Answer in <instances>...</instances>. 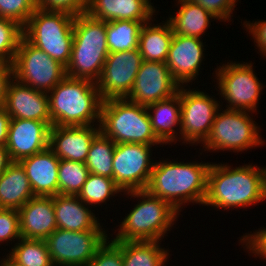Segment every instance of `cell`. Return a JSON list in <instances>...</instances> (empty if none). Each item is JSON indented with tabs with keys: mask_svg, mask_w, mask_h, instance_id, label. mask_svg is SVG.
I'll use <instances>...</instances> for the list:
<instances>
[{
	"mask_svg": "<svg viewBox=\"0 0 266 266\" xmlns=\"http://www.w3.org/2000/svg\"><path fill=\"white\" fill-rule=\"evenodd\" d=\"M266 200V168L252 164L231 167L213 163L208 170L203 206L229 210L247 208Z\"/></svg>",
	"mask_w": 266,
	"mask_h": 266,
	"instance_id": "6da1fadb",
	"label": "cell"
},
{
	"mask_svg": "<svg viewBox=\"0 0 266 266\" xmlns=\"http://www.w3.org/2000/svg\"><path fill=\"white\" fill-rule=\"evenodd\" d=\"M168 160L155 161L145 190L169 202L178 212L187 203L203 205L211 162Z\"/></svg>",
	"mask_w": 266,
	"mask_h": 266,
	"instance_id": "7a4b0ae2",
	"label": "cell"
},
{
	"mask_svg": "<svg viewBox=\"0 0 266 266\" xmlns=\"http://www.w3.org/2000/svg\"><path fill=\"white\" fill-rule=\"evenodd\" d=\"M48 97L52 126L100 124L103 100L95 82L66 76L48 93Z\"/></svg>",
	"mask_w": 266,
	"mask_h": 266,
	"instance_id": "3957f363",
	"label": "cell"
},
{
	"mask_svg": "<svg viewBox=\"0 0 266 266\" xmlns=\"http://www.w3.org/2000/svg\"><path fill=\"white\" fill-rule=\"evenodd\" d=\"M124 194L139 201L118 225V233L112 240L162 241L181 213L169 202L151 195L146 190L129 191Z\"/></svg>",
	"mask_w": 266,
	"mask_h": 266,
	"instance_id": "277c9868",
	"label": "cell"
},
{
	"mask_svg": "<svg viewBox=\"0 0 266 266\" xmlns=\"http://www.w3.org/2000/svg\"><path fill=\"white\" fill-rule=\"evenodd\" d=\"M108 54L106 22L87 13L76 15L71 57L66 67L67 77L96 83Z\"/></svg>",
	"mask_w": 266,
	"mask_h": 266,
	"instance_id": "5b68a950",
	"label": "cell"
},
{
	"mask_svg": "<svg viewBox=\"0 0 266 266\" xmlns=\"http://www.w3.org/2000/svg\"><path fill=\"white\" fill-rule=\"evenodd\" d=\"M100 131L114 143L162 145L152 130L146 106L126 98H112L102 102Z\"/></svg>",
	"mask_w": 266,
	"mask_h": 266,
	"instance_id": "8992f818",
	"label": "cell"
},
{
	"mask_svg": "<svg viewBox=\"0 0 266 266\" xmlns=\"http://www.w3.org/2000/svg\"><path fill=\"white\" fill-rule=\"evenodd\" d=\"M75 15L36 8L23 27V36L51 58L67 67L73 45Z\"/></svg>",
	"mask_w": 266,
	"mask_h": 266,
	"instance_id": "52a82bcc",
	"label": "cell"
},
{
	"mask_svg": "<svg viewBox=\"0 0 266 266\" xmlns=\"http://www.w3.org/2000/svg\"><path fill=\"white\" fill-rule=\"evenodd\" d=\"M222 110L221 108L218 110L210 133L202 144L204 151L229 150L230 152L238 153L265 144L264 139L261 137L262 135H260L261 128L251 118L253 117L252 112L229 109ZM249 113H252V116Z\"/></svg>",
	"mask_w": 266,
	"mask_h": 266,
	"instance_id": "ba28073f",
	"label": "cell"
},
{
	"mask_svg": "<svg viewBox=\"0 0 266 266\" xmlns=\"http://www.w3.org/2000/svg\"><path fill=\"white\" fill-rule=\"evenodd\" d=\"M250 62L230 61L227 64L217 65L215 77L219 96L228 104L226 109L255 112L262 94L264 84L257 78L254 66Z\"/></svg>",
	"mask_w": 266,
	"mask_h": 266,
	"instance_id": "9c48e42d",
	"label": "cell"
},
{
	"mask_svg": "<svg viewBox=\"0 0 266 266\" xmlns=\"http://www.w3.org/2000/svg\"><path fill=\"white\" fill-rule=\"evenodd\" d=\"M13 78L33 89L49 93L66 75V67L32 45L24 36L11 63Z\"/></svg>",
	"mask_w": 266,
	"mask_h": 266,
	"instance_id": "30bf717a",
	"label": "cell"
},
{
	"mask_svg": "<svg viewBox=\"0 0 266 266\" xmlns=\"http://www.w3.org/2000/svg\"><path fill=\"white\" fill-rule=\"evenodd\" d=\"M220 101L199 89L180 86L182 144H202L207 139L215 116L221 108Z\"/></svg>",
	"mask_w": 266,
	"mask_h": 266,
	"instance_id": "8fae6325",
	"label": "cell"
},
{
	"mask_svg": "<svg viewBox=\"0 0 266 266\" xmlns=\"http://www.w3.org/2000/svg\"><path fill=\"white\" fill-rule=\"evenodd\" d=\"M107 238L106 230L56 229L45 242L54 266H87Z\"/></svg>",
	"mask_w": 266,
	"mask_h": 266,
	"instance_id": "7c38bea8",
	"label": "cell"
},
{
	"mask_svg": "<svg viewBox=\"0 0 266 266\" xmlns=\"http://www.w3.org/2000/svg\"><path fill=\"white\" fill-rule=\"evenodd\" d=\"M152 147L136 143L116 144L113 180L124 193L146 189L155 164L151 159Z\"/></svg>",
	"mask_w": 266,
	"mask_h": 266,
	"instance_id": "4fadbf2b",
	"label": "cell"
},
{
	"mask_svg": "<svg viewBox=\"0 0 266 266\" xmlns=\"http://www.w3.org/2000/svg\"><path fill=\"white\" fill-rule=\"evenodd\" d=\"M139 49L109 53L96 86L102 100L126 98L142 63Z\"/></svg>",
	"mask_w": 266,
	"mask_h": 266,
	"instance_id": "5bb4252c",
	"label": "cell"
},
{
	"mask_svg": "<svg viewBox=\"0 0 266 266\" xmlns=\"http://www.w3.org/2000/svg\"><path fill=\"white\" fill-rule=\"evenodd\" d=\"M179 88L166 63L142 61L126 99L147 106L174 96Z\"/></svg>",
	"mask_w": 266,
	"mask_h": 266,
	"instance_id": "9a60e30c",
	"label": "cell"
},
{
	"mask_svg": "<svg viewBox=\"0 0 266 266\" xmlns=\"http://www.w3.org/2000/svg\"><path fill=\"white\" fill-rule=\"evenodd\" d=\"M205 49L200 38L173 34L166 65L180 86L187 87L198 78Z\"/></svg>",
	"mask_w": 266,
	"mask_h": 266,
	"instance_id": "2e32d148",
	"label": "cell"
},
{
	"mask_svg": "<svg viewBox=\"0 0 266 266\" xmlns=\"http://www.w3.org/2000/svg\"><path fill=\"white\" fill-rule=\"evenodd\" d=\"M51 126L44 121L11 118L6 148L13 162H19L49 147Z\"/></svg>",
	"mask_w": 266,
	"mask_h": 266,
	"instance_id": "e0dca14e",
	"label": "cell"
},
{
	"mask_svg": "<svg viewBox=\"0 0 266 266\" xmlns=\"http://www.w3.org/2000/svg\"><path fill=\"white\" fill-rule=\"evenodd\" d=\"M100 132V125L51 126L49 148L60 160L85 163L90 145Z\"/></svg>",
	"mask_w": 266,
	"mask_h": 266,
	"instance_id": "ac0fdd59",
	"label": "cell"
},
{
	"mask_svg": "<svg viewBox=\"0 0 266 266\" xmlns=\"http://www.w3.org/2000/svg\"><path fill=\"white\" fill-rule=\"evenodd\" d=\"M4 109L11 118L39 120L52 126L48 93L37 91L14 78L7 87Z\"/></svg>",
	"mask_w": 266,
	"mask_h": 266,
	"instance_id": "d6986e66",
	"label": "cell"
},
{
	"mask_svg": "<svg viewBox=\"0 0 266 266\" xmlns=\"http://www.w3.org/2000/svg\"><path fill=\"white\" fill-rule=\"evenodd\" d=\"M18 212L22 238L45 240L57 229L53 196H35L29 199Z\"/></svg>",
	"mask_w": 266,
	"mask_h": 266,
	"instance_id": "ffe728a7",
	"label": "cell"
},
{
	"mask_svg": "<svg viewBox=\"0 0 266 266\" xmlns=\"http://www.w3.org/2000/svg\"><path fill=\"white\" fill-rule=\"evenodd\" d=\"M59 161L49 147L19 161L34 196L52 197L58 194Z\"/></svg>",
	"mask_w": 266,
	"mask_h": 266,
	"instance_id": "44dd1931",
	"label": "cell"
},
{
	"mask_svg": "<svg viewBox=\"0 0 266 266\" xmlns=\"http://www.w3.org/2000/svg\"><path fill=\"white\" fill-rule=\"evenodd\" d=\"M86 13L104 22L150 21L156 10L151 0H88Z\"/></svg>",
	"mask_w": 266,
	"mask_h": 266,
	"instance_id": "7402d4cb",
	"label": "cell"
},
{
	"mask_svg": "<svg viewBox=\"0 0 266 266\" xmlns=\"http://www.w3.org/2000/svg\"><path fill=\"white\" fill-rule=\"evenodd\" d=\"M57 229L69 231L105 230L92 209L77 195L53 196ZM90 208V209H89Z\"/></svg>",
	"mask_w": 266,
	"mask_h": 266,
	"instance_id": "603a6c76",
	"label": "cell"
},
{
	"mask_svg": "<svg viewBox=\"0 0 266 266\" xmlns=\"http://www.w3.org/2000/svg\"><path fill=\"white\" fill-rule=\"evenodd\" d=\"M146 108L151 119L152 130L163 146L180 140L178 137L181 124L180 88L174 96L151 103ZM175 127L179 129L175 131Z\"/></svg>",
	"mask_w": 266,
	"mask_h": 266,
	"instance_id": "cb8c5ba5",
	"label": "cell"
},
{
	"mask_svg": "<svg viewBox=\"0 0 266 266\" xmlns=\"http://www.w3.org/2000/svg\"><path fill=\"white\" fill-rule=\"evenodd\" d=\"M34 197L22 165L12 162L0 175V208L19 210Z\"/></svg>",
	"mask_w": 266,
	"mask_h": 266,
	"instance_id": "d4e9b609",
	"label": "cell"
},
{
	"mask_svg": "<svg viewBox=\"0 0 266 266\" xmlns=\"http://www.w3.org/2000/svg\"><path fill=\"white\" fill-rule=\"evenodd\" d=\"M153 19L143 24L138 49L143 61L166 63L169 47L173 38V30L168 20L152 25Z\"/></svg>",
	"mask_w": 266,
	"mask_h": 266,
	"instance_id": "484cf974",
	"label": "cell"
},
{
	"mask_svg": "<svg viewBox=\"0 0 266 266\" xmlns=\"http://www.w3.org/2000/svg\"><path fill=\"white\" fill-rule=\"evenodd\" d=\"M177 4V7L180 6L177 13L174 14L175 16H168L167 19L174 34L202 39L203 34L210 27L211 21L217 20L201 5L194 4L189 0H178Z\"/></svg>",
	"mask_w": 266,
	"mask_h": 266,
	"instance_id": "4316f807",
	"label": "cell"
},
{
	"mask_svg": "<svg viewBox=\"0 0 266 266\" xmlns=\"http://www.w3.org/2000/svg\"><path fill=\"white\" fill-rule=\"evenodd\" d=\"M121 249L124 266H166L169 250L162 241H114Z\"/></svg>",
	"mask_w": 266,
	"mask_h": 266,
	"instance_id": "83f0119b",
	"label": "cell"
},
{
	"mask_svg": "<svg viewBox=\"0 0 266 266\" xmlns=\"http://www.w3.org/2000/svg\"><path fill=\"white\" fill-rule=\"evenodd\" d=\"M146 22L148 21L114 20L106 22L109 53L137 49L140 30Z\"/></svg>",
	"mask_w": 266,
	"mask_h": 266,
	"instance_id": "f1b7e54d",
	"label": "cell"
},
{
	"mask_svg": "<svg viewBox=\"0 0 266 266\" xmlns=\"http://www.w3.org/2000/svg\"><path fill=\"white\" fill-rule=\"evenodd\" d=\"M6 257L16 266H54L42 239L20 238Z\"/></svg>",
	"mask_w": 266,
	"mask_h": 266,
	"instance_id": "f546056e",
	"label": "cell"
},
{
	"mask_svg": "<svg viewBox=\"0 0 266 266\" xmlns=\"http://www.w3.org/2000/svg\"><path fill=\"white\" fill-rule=\"evenodd\" d=\"M116 143L101 131L94 137L85 165L89 173L113 179V156Z\"/></svg>",
	"mask_w": 266,
	"mask_h": 266,
	"instance_id": "4dcf8cb0",
	"label": "cell"
},
{
	"mask_svg": "<svg viewBox=\"0 0 266 266\" xmlns=\"http://www.w3.org/2000/svg\"><path fill=\"white\" fill-rule=\"evenodd\" d=\"M122 192L112 178L89 173L77 196L89 207H97L96 205L100 206L104 203L106 205V202L112 199L110 197H115V194Z\"/></svg>",
	"mask_w": 266,
	"mask_h": 266,
	"instance_id": "1f68e13d",
	"label": "cell"
},
{
	"mask_svg": "<svg viewBox=\"0 0 266 266\" xmlns=\"http://www.w3.org/2000/svg\"><path fill=\"white\" fill-rule=\"evenodd\" d=\"M88 175L89 170L85 163L72 160H60L58 169V194L78 195Z\"/></svg>",
	"mask_w": 266,
	"mask_h": 266,
	"instance_id": "d6a6232c",
	"label": "cell"
},
{
	"mask_svg": "<svg viewBox=\"0 0 266 266\" xmlns=\"http://www.w3.org/2000/svg\"><path fill=\"white\" fill-rule=\"evenodd\" d=\"M22 36V26L14 20L0 17V60L13 62Z\"/></svg>",
	"mask_w": 266,
	"mask_h": 266,
	"instance_id": "836d02e7",
	"label": "cell"
},
{
	"mask_svg": "<svg viewBox=\"0 0 266 266\" xmlns=\"http://www.w3.org/2000/svg\"><path fill=\"white\" fill-rule=\"evenodd\" d=\"M36 8L35 0H0V17L14 20L24 27Z\"/></svg>",
	"mask_w": 266,
	"mask_h": 266,
	"instance_id": "e575fe53",
	"label": "cell"
},
{
	"mask_svg": "<svg viewBox=\"0 0 266 266\" xmlns=\"http://www.w3.org/2000/svg\"><path fill=\"white\" fill-rule=\"evenodd\" d=\"M108 237L87 266H124L122 249Z\"/></svg>",
	"mask_w": 266,
	"mask_h": 266,
	"instance_id": "d590c367",
	"label": "cell"
},
{
	"mask_svg": "<svg viewBox=\"0 0 266 266\" xmlns=\"http://www.w3.org/2000/svg\"><path fill=\"white\" fill-rule=\"evenodd\" d=\"M20 238L18 210L0 208V243L14 242L16 240L18 241Z\"/></svg>",
	"mask_w": 266,
	"mask_h": 266,
	"instance_id": "8d00e7d4",
	"label": "cell"
},
{
	"mask_svg": "<svg viewBox=\"0 0 266 266\" xmlns=\"http://www.w3.org/2000/svg\"><path fill=\"white\" fill-rule=\"evenodd\" d=\"M194 4L201 5L220 22L231 21L236 2L239 0H189Z\"/></svg>",
	"mask_w": 266,
	"mask_h": 266,
	"instance_id": "74e56055",
	"label": "cell"
},
{
	"mask_svg": "<svg viewBox=\"0 0 266 266\" xmlns=\"http://www.w3.org/2000/svg\"><path fill=\"white\" fill-rule=\"evenodd\" d=\"M38 8L65 11L73 15L86 13L88 0H35Z\"/></svg>",
	"mask_w": 266,
	"mask_h": 266,
	"instance_id": "f35d334b",
	"label": "cell"
},
{
	"mask_svg": "<svg viewBox=\"0 0 266 266\" xmlns=\"http://www.w3.org/2000/svg\"><path fill=\"white\" fill-rule=\"evenodd\" d=\"M248 234V235H247ZM241 245L245 244L244 249L249 251V253H253L255 257H259L260 259L266 260V228H259L253 233H246L239 240Z\"/></svg>",
	"mask_w": 266,
	"mask_h": 266,
	"instance_id": "ab89813d",
	"label": "cell"
},
{
	"mask_svg": "<svg viewBox=\"0 0 266 266\" xmlns=\"http://www.w3.org/2000/svg\"><path fill=\"white\" fill-rule=\"evenodd\" d=\"M243 27L246 28V32L249 33V35H252V38L254 39V42L258 48V52L263 55L262 57H266V21H245L243 22Z\"/></svg>",
	"mask_w": 266,
	"mask_h": 266,
	"instance_id": "60d3db41",
	"label": "cell"
},
{
	"mask_svg": "<svg viewBox=\"0 0 266 266\" xmlns=\"http://www.w3.org/2000/svg\"><path fill=\"white\" fill-rule=\"evenodd\" d=\"M13 79V69L11 63L0 60V108H4L7 87Z\"/></svg>",
	"mask_w": 266,
	"mask_h": 266,
	"instance_id": "b9f144b4",
	"label": "cell"
},
{
	"mask_svg": "<svg viewBox=\"0 0 266 266\" xmlns=\"http://www.w3.org/2000/svg\"><path fill=\"white\" fill-rule=\"evenodd\" d=\"M11 116L4 108H0V146H5L8 138V130Z\"/></svg>",
	"mask_w": 266,
	"mask_h": 266,
	"instance_id": "7bdbcfd3",
	"label": "cell"
},
{
	"mask_svg": "<svg viewBox=\"0 0 266 266\" xmlns=\"http://www.w3.org/2000/svg\"><path fill=\"white\" fill-rule=\"evenodd\" d=\"M13 161L10 158L6 146H0V175L9 167Z\"/></svg>",
	"mask_w": 266,
	"mask_h": 266,
	"instance_id": "ee69618b",
	"label": "cell"
},
{
	"mask_svg": "<svg viewBox=\"0 0 266 266\" xmlns=\"http://www.w3.org/2000/svg\"><path fill=\"white\" fill-rule=\"evenodd\" d=\"M0 266H16L14 263H12L7 257L4 258L3 256V259H0Z\"/></svg>",
	"mask_w": 266,
	"mask_h": 266,
	"instance_id": "f6af8a7d",
	"label": "cell"
}]
</instances>
